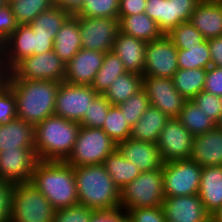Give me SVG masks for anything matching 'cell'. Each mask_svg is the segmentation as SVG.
<instances>
[{
  "label": "cell",
  "mask_w": 222,
  "mask_h": 222,
  "mask_svg": "<svg viewBox=\"0 0 222 222\" xmlns=\"http://www.w3.org/2000/svg\"><path fill=\"white\" fill-rule=\"evenodd\" d=\"M2 81L16 97L17 118L34 127L54 115L59 82L48 80L10 79L2 74Z\"/></svg>",
  "instance_id": "6da1fadb"
},
{
  "label": "cell",
  "mask_w": 222,
  "mask_h": 222,
  "mask_svg": "<svg viewBox=\"0 0 222 222\" xmlns=\"http://www.w3.org/2000/svg\"><path fill=\"white\" fill-rule=\"evenodd\" d=\"M79 204L100 212L121 211L120 189L103 164L74 167Z\"/></svg>",
  "instance_id": "7a4b0ae2"
},
{
  "label": "cell",
  "mask_w": 222,
  "mask_h": 222,
  "mask_svg": "<svg viewBox=\"0 0 222 222\" xmlns=\"http://www.w3.org/2000/svg\"><path fill=\"white\" fill-rule=\"evenodd\" d=\"M30 182L55 210L79 203L74 167L66 161H38Z\"/></svg>",
  "instance_id": "3957f363"
},
{
  "label": "cell",
  "mask_w": 222,
  "mask_h": 222,
  "mask_svg": "<svg viewBox=\"0 0 222 222\" xmlns=\"http://www.w3.org/2000/svg\"><path fill=\"white\" fill-rule=\"evenodd\" d=\"M79 122L52 115L34 127V150L39 161H66L73 151Z\"/></svg>",
  "instance_id": "277c9868"
},
{
  "label": "cell",
  "mask_w": 222,
  "mask_h": 222,
  "mask_svg": "<svg viewBox=\"0 0 222 222\" xmlns=\"http://www.w3.org/2000/svg\"><path fill=\"white\" fill-rule=\"evenodd\" d=\"M164 198L162 168L142 172L120 189L121 211L162 206Z\"/></svg>",
  "instance_id": "5b68a950"
},
{
  "label": "cell",
  "mask_w": 222,
  "mask_h": 222,
  "mask_svg": "<svg viewBox=\"0 0 222 222\" xmlns=\"http://www.w3.org/2000/svg\"><path fill=\"white\" fill-rule=\"evenodd\" d=\"M55 209L31 182L15 184L10 222H53Z\"/></svg>",
  "instance_id": "8992f818"
},
{
  "label": "cell",
  "mask_w": 222,
  "mask_h": 222,
  "mask_svg": "<svg viewBox=\"0 0 222 222\" xmlns=\"http://www.w3.org/2000/svg\"><path fill=\"white\" fill-rule=\"evenodd\" d=\"M116 149L117 143L102 129L81 126L66 162L72 167L103 164Z\"/></svg>",
  "instance_id": "52a82bcc"
},
{
  "label": "cell",
  "mask_w": 222,
  "mask_h": 222,
  "mask_svg": "<svg viewBox=\"0 0 222 222\" xmlns=\"http://www.w3.org/2000/svg\"><path fill=\"white\" fill-rule=\"evenodd\" d=\"M201 171L202 167L191 159L163 163L164 197L197 195Z\"/></svg>",
  "instance_id": "ba28073f"
},
{
  "label": "cell",
  "mask_w": 222,
  "mask_h": 222,
  "mask_svg": "<svg viewBox=\"0 0 222 222\" xmlns=\"http://www.w3.org/2000/svg\"><path fill=\"white\" fill-rule=\"evenodd\" d=\"M66 64L53 51L34 54L19 61L6 75L10 79L62 82Z\"/></svg>",
  "instance_id": "9c48e42d"
},
{
  "label": "cell",
  "mask_w": 222,
  "mask_h": 222,
  "mask_svg": "<svg viewBox=\"0 0 222 222\" xmlns=\"http://www.w3.org/2000/svg\"><path fill=\"white\" fill-rule=\"evenodd\" d=\"M97 94L91 85L62 81L56 95L54 115L80 123Z\"/></svg>",
  "instance_id": "30bf717a"
},
{
  "label": "cell",
  "mask_w": 222,
  "mask_h": 222,
  "mask_svg": "<svg viewBox=\"0 0 222 222\" xmlns=\"http://www.w3.org/2000/svg\"><path fill=\"white\" fill-rule=\"evenodd\" d=\"M145 14L166 35L182 22H188L201 0H146Z\"/></svg>",
  "instance_id": "8fae6325"
},
{
  "label": "cell",
  "mask_w": 222,
  "mask_h": 222,
  "mask_svg": "<svg viewBox=\"0 0 222 222\" xmlns=\"http://www.w3.org/2000/svg\"><path fill=\"white\" fill-rule=\"evenodd\" d=\"M81 34L82 49L109 52L119 32V19L77 17Z\"/></svg>",
  "instance_id": "7c38bea8"
},
{
  "label": "cell",
  "mask_w": 222,
  "mask_h": 222,
  "mask_svg": "<svg viewBox=\"0 0 222 222\" xmlns=\"http://www.w3.org/2000/svg\"><path fill=\"white\" fill-rule=\"evenodd\" d=\"M143 77L172 79L178 68V49L171 40L163 35L146 44Z\"/></svg>",
  "instance_id": "4fadbf2b"
},
{
  "label": "cell",
  "mask_w": 222,
  "mask_h": 222,
  "mask_svg": "<svg viewBox=\"0 0 222 222\" xmlns=\"http://www.w3.org/2000/svg\"><path fill=\"white\" fill-rule=\"evenodd\" d=\"M193 138L194 136L177 118H169L156 143L163 162L190 159Z\"/></svg>",
  "instance_id": "5bb4252c"
},
{
  "label": "cell",
  "mask_w": 222,
  "mask_h": 222,
  "mask_svg": "<svg viewBox=\"0 0 222 222\" xmlns=\"http://www.w3.org/2000/svg\"><path fill=\"white\" fill-rule=\"evenodd\" d=\"M142 89L153 107L169 118H178L186 99L176 90L173 80L161 77H143Z\"/></svg>",
  "instance_id": "9a60e30c"
},
{
  "label": "cell",
  "mask_w": 222,
  "mask_h": 222,
  "mask_svg": "<svg viewBox=\"0 0 222 222\" xmlns=\"http://www.w3.org/2000/svg\"><path fill=\"white\" fill-rule=\"evenodd\" d=\"M34 147H20L0 151V180L14 184L31 181L38 162Z\"/></svg>",
  "instance_id": "2e32d148"
},
{
  "label": "cell",
  "mask_w": 222,
  "mask_h": 222,
  "mask_svg": "<svg viewBox=\"0 0 222 222\" xmlns=\"http://www.w3.org/2000/svg\"><path fill=\"white\" fill-rule=\"evenodd\" d=\"M162 208L166 221L211 222V215L197 195L165 197Z\"/></svg>",
  "instance_id": "e0dca14e"
},
{
  "label": "cell",
  "mask_w": 222,
  "mask_h": 222,
  "mask_svg": "<svg viewBox=\"0 0 222 222\" xmlns=\"http://www.w3.org/2000/svg\"><path fill=\"white\" fill-rule=\"evenodd\" d=\"M33 55V30L27 25L18 28L1 46L0 73L6 74L19 61Z\"/></svg>",
  "instance_id": "ac0fdd59"
},
{
  "label": "cell",
  "mask_w": 222,
  "mask_h": 222,
  "mask_svg": "<svg viewBox=\"0 0 222 222\" xmlns=\"http://www.w3.org/2000/svg\"><path fill=\"white\" fill-rule=\"evenodd\" d=\"M105 53L80 49L66 64L64 80L74 85H91L102 66Z\"/></svg>",
  "instance_id": "d6986e66"
},
{
  "label": "cell",
  "mask_w": 222,
  "mask_h": 222,
  "mask_svg": "<svg viewBox=\"0 0 222 222\" xmlns=\"http://www.w3.org/2000/svg\"><path fill=\"white\" fill-rule=\"evenodd\" d=\"M123 157L132 162L142 172L161 169L163 160L156 143L136 141L131 138L117 144Z\"/></svg>",
  "instance_id": "ffe728a7"
},
{
  "label": "cell",
  "mask_w": 222,
  "mask_h": 222,
  "mask_svg": "<svg viewBox=\"0 0 222 222\" xmlns=\"http://www.w3.org/2000/svg\"><path fill=\"white\" fill-rule=\"evenodd\" d=\"M189 21L206 40L222 36V0H201Z\"/></svg>",
  "instance_id": "44dd1931"
},
{
  "label": "cell",
  "mask_w": 222,
  "mask_h": 222,
  "mask_svg": "<svg viewBox=\"0 0 222 222\" xmlns=\"http://www.w3.org/2000/svg\"><path fill=\"white\" fill-rule=\"evenodd\" d=\"M191 160L202 168L222 165V130L217 126L193 138Z\"/></svg>",
  "instance_id": "7402d4cb"
},
{
  "label": "cell",
  "mask_w": 222,
  "mask_h": 222,
  "mask_svg": "<svg viewBox=\"0 0 222 222\" xmlns=\"http://www.w3.org/2000/svg\"><path fill=\"white\" fill-rule=\"evenodd\" d=\"M146 44L145 41L119 31L114 40L112 51L123 62L127 72H133L143 76Z\"/></svg>",
  "instance_id": "603a6c76"
},
{
  "label": "cell",
  "mask_w": 222,
  "mask_h": 222,
  "mask_svg": "<svg viewBox=\"0 0 222 222\" xmlns=\"http://www.w3.org/2000/svg\"><path fill=\"white\" fill-rule=\"evenodd\" d=\"M198 196L212 215L222 205V165L203 167Z\"/></svg>",
  "instance_id": "cb8c5ba5"
},
{
  "label": "cell",
  "mask_w": 222,
  "mask_h": 222,
  "mask_svg": "<svg viewBox=\"0 0 222 222\" xmlns=\"http://www.w3.org/2000/svg\"><path fill=\"white\" fill-rule=\"evenodd\" d=\"M34 126L16 118L0 125V151L34 147Z\"/></svg>",
  "instance_id": "d4e9b609"
},
{
  "label": "cell",
  "mask_w": 222,
  "mask_h": 222,
  "mask_svg": "<svg viewBox=\"0 0 222 222\" xmlns=\"http://www.w3.org/2000/svg\"><path fill=\"white\" fill-rule=\"evenodd\" d=\"M82 49L78 20L71 15L54 38L53 51L67 64Z\"/></svg>",
  "instance_id": "484cf974"
},
{
  "label": "cell",
  "mask_w": 222,
  "mask_h": 222,
  "mask_svg": "<svg viewBox=\"0 0 222 222\" xmlns=\"http://www.w3.org/2000/svg\"><path fill=\"white\" fill-rule=\"evenodd\" d=\"M168 120V116L150 105L138 122L131 127L130 138L157 143L160 132Z\"/></svg>",
  "instance_id": "4316f807"
},
{
  "label": "cell",
  "mask_w": 222,
  "mask_h": 222,
  "mask_svg": "<svg viewBox=\"0 0 222 222\" xmlns=\"http://www.w3.org/2000/svg\"><path fill=\"white\" fill-rule=\"evenodd\" d=\"M119 31L123 34L133 36L146 43L157 40L163 36L157 23L145 13L131 16H118Z\"/></svg>",
  "instance_id": "83f0119b"
},
{
  "label": "cell",
  "mask_w": 222,
  "mask_h": 222,
  "mask_svg": "<svg viewBox=\"0 0 222 222\" xmlns=\"http://www.w3.org/2000/svg\"><path fill=\"white\" fill-rule=\"evenodd\" d=\"M103 165L119 189H122L141 173L140 169L132 162L126 160L118 149L106 157Z\"/></svg>",
  "instance_id": "f1b7e54d"
},
{
  "label": "cell",
  "mask_w": 222,
  "mask_h": 222,
  "mask_svg": "<svg viewBox=\"0 0 222 222\" xmlns=\"http://www.w3.org/2000/svg\"><path fill=\"white\" fill-rule=\"evenodd\" d=\"M143 76L133 72L120 75L103 93L111 105L123 103L142 89Z\"/></svg>",
  "instance_id": "f546056e"
},
{
  "label": "cell",
  "mask_w": 222,
  "mask_h": 222,
  "mask_svg": "<svg viewBox=\"0 0 222 222\" xmlns=\"http://www.w3.org/2000/svg\"><path fill=\"white\" fill-rule=\"evenodd\" d=\"M70 16L71 14L68 11L54 5L51 9L42 12L29 26L34 34L49 36V38L54 39L61 26Z\"/></svg>",
  "instance_id": "4dcf8cb0"
},
{
  "label": "cell",
  "mask_w": 222,
  "mask_h": 222,
  "mask_svg": "<svg viewBox=\"0 0 222 222\" xmlns=\"http://www.w3.org/2000/svg\"><path fill=\"white\" fill-rule=\"evenodd\" d=\"M207 69H178L172 80L176 90L186 99L191 100L203 91Z\"/></svg>",
  "instance_id": "1f68e13d"
},
{
  "label": "cell",
  "mask_w": 222,
  "mask_h": 222,
  "mask_svg": "<svg viewBox=\"0 0 222 222\" xmlns=\"http://www.w3.org/2000/svg\"><path fill=\"white\" fill-rule=\"evenodd\" d=\"M126 72L127 70L119 57L113 51L106 52L102 66L98 70L91 87L98 94H103L120 75Z\"/></svg>",
  "instance_id": "d6a6232c"
},
{
  "label": "cell",
  "mask_w": 222,
  "mask_h": 222,
  "mask_svg": "<svg viewBox=\"0 0 222 222\" xmlns=\"http://www.w3.org/2000/svg\"><path fill=\"white\" fill-rule=\"evenodd\" d=\"M177 119L193 136L204 134L216 127V123L192 100L185 101Z\"/></svg>",
  "instance_id": "836d02e7"
},
{
  "label": "cell",
  "mask_w": 222,
  "mask_h": 222,
  "mask_svg": "<svg viewBox=\"0 0 222 222\" xmlns=\"http://www.w3.org/2000/svg\"><path fill=\"white\" fill-rule=\"evenodd\" d=\"M19 25H28L42 12L51 9L54 0H8Z\"/></svg>",
  "instance_id": "e575fe53"
},
{
  "label": "cell",
  "mask_w": 222,
  "mask_h": 222,
  "mask_svg": "<svg viewBox=\"0 0 222 222\" xmlns=\"http://www.w3.org/2000/svg\"><path fill=\"white\" fill-rule=\"evenodd\" d=\"M211 65V54L208 40L200 46L188 47V50H178L179 69H208Z\"/></svg>",
  "instance_id": "d590c367"
},
{
  "label": "cell",
  "mask_w": 222,
  "mask_h": 222,
  "mask_svg": "<svg viewBox=\"0 0 222 222\" xmlns=\"http://www.w3.org/2000/svg\"><path fill=\"white\" fill-rule=\"evenodd\" d=\"M117 144L130 138L131 128L117 105H111L101 128Z\"/></svg>",
  "instance_id": "8d00e7d4"
},
{
  "label": "cell",
  "mask_w": 222,
  "mask_h": 222,
  "mask_svg": "<svg viewBox=\"0 0 222 222\" xmlns=\"http://www.w3.org/2000/svg\"><path fill=\"white\" fill-rule=\"evenodd\" d=\"M166 36L178 50H188V47L200 46L206 40L190 21L182 22Z\"/></svg>",
  "instance_id": "74e56055"
},
{
  "label": "cell",
  "mask_w": 222,
  "mask_h": 222,
  "mask_svg": "<svg viewBox=\"0 0 222 222\" xmlns=\"http://www.w3.org/2000/svg\"><path fill=\"white\" fill-rule=\"evenodd\" d=\"M119 1L120 0H85L81 9L75 15L77 17L118 19Z\"/></svg>",
  "instance_id": "f35d334b"
},
{
  "label": "cell",
  "mask_w": 222,
  "mask_h": 222,
  "mask_svg": "<svg viewBox=\"0 0 222 222\" xmlns=\"http://www.w3.org/2000/svg\"><path fill=\"white\" fill-rule=\"evenodd\" d=\"M150 105V100L146 95V92L141 89L135 95H132L117 106L123 112L125 120L131 128L138 122Z\"/></svg>",
  "instance_id": "ab89813d"
},
{
  "label": "cell",
  "mask_w": 222,
  "mask_h": 222,
  "mask_svg": "<svg viewBox=\"0 0 222 222\" xmlns=\"http://www.w3.org/2000/svg\"><path fill=\"white\" fill-rule=\"evenodd\" d=\"M111 104L103 94H97L85 113L80 126L101 129Z\"/></svg>",
  "instance_id": "60d3db41"
},
{
  "label": "cell",
  "mask_w": 222,
  "mask_h": 222,
  "mask_svg": "<svg viewBox=\"0 0 222 222\" xmlns=\"http://www.w3.org/2000/svg\"><path fill=\"white\" fill-rule=\"evenodd\" d=\"M97 212L82 204L55 210L53 222H91Z\"/></svg>",
  "instance_id": "b9f144b4"
},
{
  "label": "cell",
  "mask_w": 222,
  "mask_h": 222,
  "mask_svg": "<svg viewBox=\"0 0 222 222\" xmlns=\"http://www.w3.org/2000/svg\"><path fill=\"white\" fill-rule=\"evenodd\" d=\"M198 108L210 117L216 124L220 120L222 114V97L201 91L199 94L191 99Z\"/></svg>",
  "instance_id": "7bdbcfd3"
},
{
  "label": "cell",
  "mask_w": 222,
  "mask_h": 222,
  "mask_svg": "<svg viewBox=\"0 0 222 222\" xmlns=\"http://www.w3.org/2000/svg\"><path fill=\"white\" fill-rule=\"evenodd\" d=\"M17 118L16 97L13 91L0 82V125Z\"/></svg>",
  "instance_id": "ee69618b"
},
{
  "label": "cell",
  "mask_w": 222,
  "mask_h": 222,
  "mask_svg": "<svg viewBox=\"0 0 222 222\" xmlns=\"http://www.w3.org/2000/svg\"><path fill=\"white\" fill-rule=\"evenodd\" d=\"M125 218L129 222H166L162 206L129 209Z\"/></svg>",
  "instance_id": "f6af8a7d"
},
{
  "label": "cell",
  "mask_w": 222,
  "mask_h": 222,
  "mask_svg": "<svg viewBox=\"0 0 222 222\" xmlns=\"http://www.w3.org/2000/svg\"><path fill=\"white\" fill-rule=\"evenodd\" d=\"M19 24L14 17L10 4L7 2L0 6V46L18 28Z\"/></svg>",
  "instance_id": "bcb514c9"
},
{
  "label": "cell",
  "mask_w": 222,
  "mask_h": 222,
  "mask_svg": "<svg viewBox=\"0 0 222 222\" xmlns=\"http://www.w3.org/2000/svg\"><path fill=\"white\" fill-rule=\"evenodd\" d=\"M14 187L10 181L0 180V222H10Z\"/></svg>",
  "instance_id": "7dc6e473"
},
{
  "label": "cell",
  "mask_w": 222,
  "mask_h": 222,
  "mask_svg": "<svg viewBox=\"0 0 222 222\" xmlns=\"http://www.w3.org/2000/svg\"><path fill=\"white\" fill-rule=\"evenodd\" d=\"M203 90L222 97V67L210 66L207 69Z\"/></svg>",
  "instance_id": "c3c4849f"
},
{
  "label": "cell",
  "mask_w": 222,
  "mask_h": 222,
  "mask_svg": "<svg viewBox=\"0 0 222 222\" xmlns=\"http://www.w3.org/2000/svg\"><path fill=\"white\" fill-rule=\"evenodd\" d=\"M146 0H120L119 16H131L145 13Z\"/></svg>",
  "instance_id": "681fc988"
},
{
  "label": "cell",
  "mask_w": 222,
  "mask_h": 222,
  "mask_svg": "<svg viewBox=\"0 0 222 222\" xmlns=\"http://www.w3.org/2000/svg\"><path fill=\"white\" fill-rule=\"evenodd\" d=\"M211 65L222 67V36L208 39Z\"/></svg>",
  "instance_id": "f907efd6"
},
{
  "label": "cell",
  "mask_w": 222,
  "mask_h": 222,
  "mask_svg": "<svg viewBox=\"0 0 222 222\" xmlns=\"http://www.w3.org/2000/svg\"><path fill=\"white\" fill-rule=\"evenodd\" d=\"M54 39L33 33V55L53 50Z\"/></svg>",
  "instance_id": "816d5d0a"
},
{
  "label": "cell",
  "mask_w": 222,
  "mask_h": 222,
  "mask_svg": "<svg viewBox=\"0 0 222 222\" xmlns=\"http://www.w3.org/2000/svg\"><path fill=\"white\" fill-rule=\"evenodd\" d=\"M125 214L122 211L96 213L91 222H122Z\"/></svg>",
  "instance_id": "f5cc1de1"
},
{
  "label": "cell",
  "mask_w": 222,
  "mask_h": 222,
  "mask_svg": "<svg viewBox=\"0 0 222 222\" xmlns=\"http://www.w3.org/2000/svg\"><path fill=\"white\" fill-rule=\"evenodd\" d=\"M85 0H54V4L68 11L71 15L76 14L83 6Z\"/></svg>",
  "instance_id": "db71d44e"
},
{
  "label": "cell",
  "mask_w": 222,
  "mask_h": 222,
  "mask_svg": "<svg viewBox=\"0 0 222 222\" xmlns=\"http://www.w3.org/2000/svg\"><path fill=\"white\" fill-rule=\"evenodd\" d=\"M211 222H222V205L211 215Z\"/></svg>",
  "instance_id": "11a10c76"
},
{
  "label": "cell",
  "mask_w": 222,
  "mask_h": 222,
  "mask_svg": "<svg viewBox=\"0 0 222 222\" xmlns=\"http://www.w3.org/2000/svg\"><path fill=\"white\" fill-rule=\"evenodd\" d=\"M216 126L222 130V114H221V117H220V120L218 121V123L216 124Z\"/></svg>",
  "instance_id": "9f6ffc18"
},
{
  "label": "cell",
  "mask_w": 222,
  "mask_h": 222,
  "mask_svg": "<svg viewBox=\"0 0 222 222\" xmlns=\"http://www.w3.org/2000/svg\"><path fill=\"white\" fill-rule=\"evenodd\" d=\"M7 2H8V0H0V6L4 5Z\"/></svg>",
  "instance_id": "6f0895ef"
},
{
  "label": "cell",
  "mask_w": 222,
  "mask_h": 222,
  "mask_svg": "<svg viewBox=\"0 0 222 222\" xmlns=\"http://www.w3.org/2000/svg\"><path fill=\"white\" fill-rule=\"evenodd\" d=\"M122 222H129L126 218Z\"/></svg>",
  "instance_id": "680465c9"
}]
</instances>
